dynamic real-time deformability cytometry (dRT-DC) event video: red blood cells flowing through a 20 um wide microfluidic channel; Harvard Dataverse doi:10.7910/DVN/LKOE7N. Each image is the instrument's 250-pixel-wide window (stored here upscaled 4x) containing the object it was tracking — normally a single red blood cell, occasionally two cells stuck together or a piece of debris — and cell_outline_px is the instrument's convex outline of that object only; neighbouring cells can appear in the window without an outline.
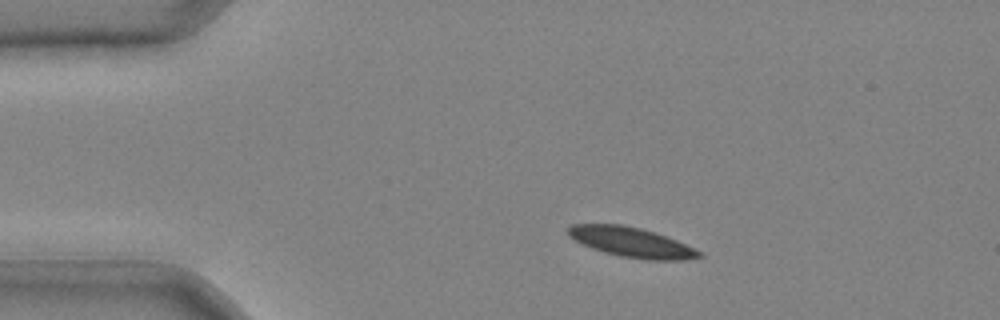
{"species": "common noctule bat (a hibernating species)", "species_latin": "Nyctalus noctula", "temperature_condition": "cold", "stored_images_in_passage": 40, "camera_frame_rate_fps": 3000, "um_per_image_px": 0.085, "animal": {"sex": "male", "body_mass_g": 20.4}, "frame": {"image": 1, "passage_image": 6, "time_ms": 1.667, "image_size_px": [1000, 320], "cell_outline_px": [[704, 256], [684, 260], [644, 260], [620, 256], [604, 252], [592, 248], [568, 236], [568, 228], [572, 224], [620, 224], [640, 228], [676, 240], [704, 252]], "centroid_in_image_um": [53.71, 20.6], "position_along_channel_um": 31.3, "area_um2": 22.66}}
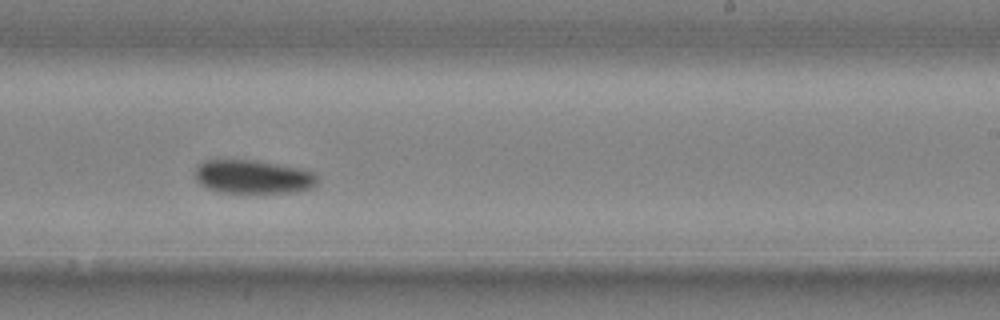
{"frame": {"image": 2, "passage_image": 25, "time_ms": 8.0, "image_size_px": [1000, 320], "cell_outline_px": [[316, 184], [312, 188], [300, 192], [256, 196], [220, 192], [208, 188], [200, 184], [196, 180], [196, 168], [204, 160], [256, 160], [304, 168], [312, 172], [316, 176]], "centroid_in_image_um": [21.56, 15.08], "position_along_channel_um": 267.4, "area_um2": 25.14}}
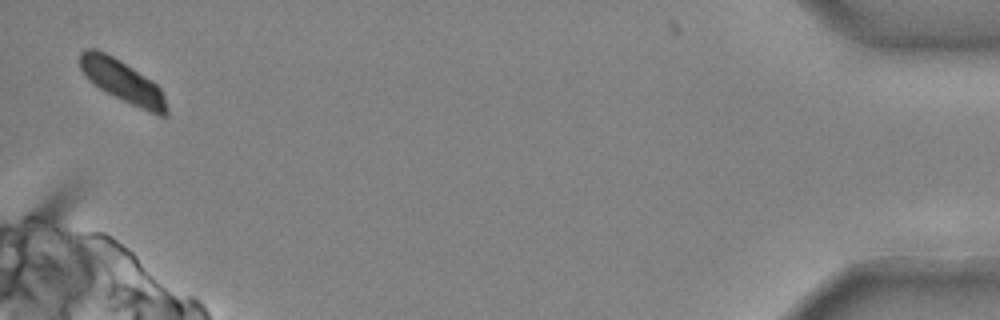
{"frame": {"image": 3, "passage_image": 40, "time_ms": 13.0, "image_size_px": [1000, 320], "cell_outline_px": [[168, 116], [160, 116], [148, 112], [100, 88], [80, 68], [80, 52], [88, 48], [96, 48], [120, 60], [156, 84], [160, 88], [164, 96], [168, 108]], "centroid_in_image_um": [10.46, 6.92], "position_along_channel_um": 424.7, "area_um2": 20.69}}